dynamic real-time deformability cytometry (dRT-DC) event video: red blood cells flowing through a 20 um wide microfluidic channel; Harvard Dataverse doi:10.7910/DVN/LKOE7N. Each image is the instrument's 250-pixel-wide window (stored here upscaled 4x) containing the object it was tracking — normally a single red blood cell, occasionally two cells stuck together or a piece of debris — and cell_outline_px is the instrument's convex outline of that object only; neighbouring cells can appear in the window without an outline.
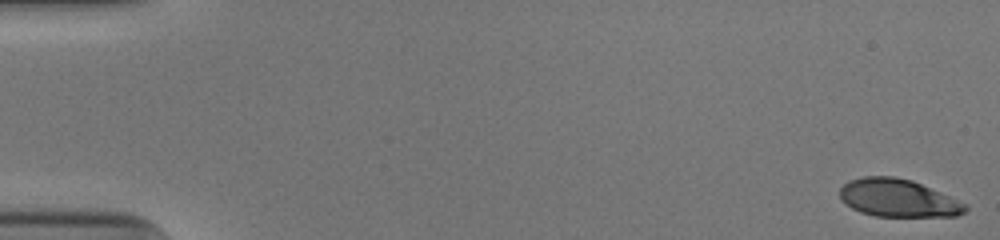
{"species": "human", "species_latin": "Homo sapiens", "temperature_condition": "cold", "stored_images_in_passage": 52, "camera_frame_rate_fps": 3000, "um_per_image_px": 0.085, "donor": {"sex": "male"}, "frame": {"image": 1, "passage_image": 1, "time_ms": 0.0, "image_size_px": [1000, 240], "cell_outline_px": [[968, 208], [964, 212], [956, 216], [876, 216], [860, 212], [852, 208], [840, 200], [840, 188], [848, 180], [864, 176], [896, 176], [912, 180], [948, 196], [964, 204]], "centroid_in_image_um": [76.27, 16.83], "position_along_channel_um": 8.7, "area_um2": 27.4}}
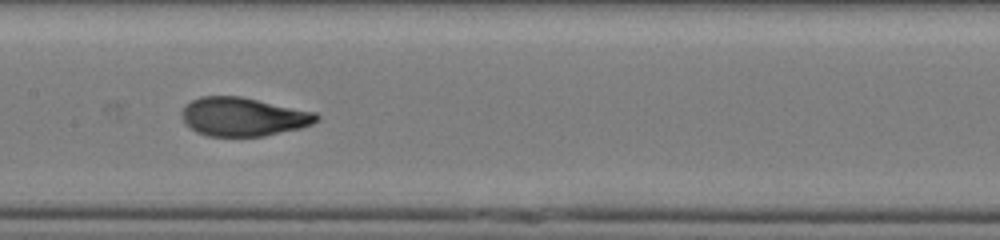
{"frame": {"image": 2, "passage_image": 27, "time_ms": 8.667, "image_size_px": [1000, 240], "cell_outline_px": [[320, 120], [312, 124], [300, 128], [264, 136], [208, 136], [196, 132], [184, 120], [184, 108], [192, 100], [200, 96], [240, 96], [316, 112], [320, 116]], "centroid_in_image_um": [20.74, 9.92], "position_along_channel_um": 186.7, "area_um2": 30.06}}
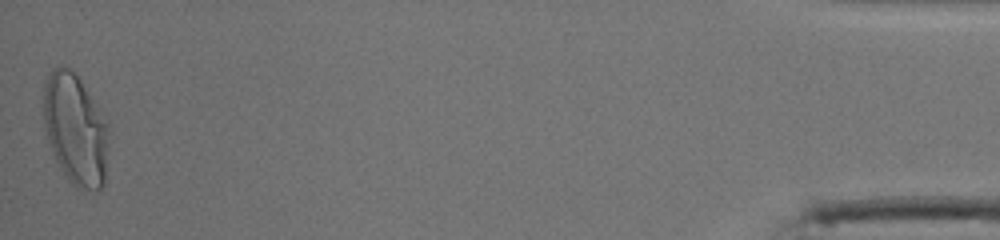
{"frame": {"image": 3, "passage_image": 52, "time_ms": 17.0, "image_size_px": [1000, 240], "cell_outline_px": [[108, 128], [104, 184], [100, 188], [76, 188], [68, 180], [56, 160], [52, 152], [44, 128], [40, 104], [44, 84], [48, 76], [56, 68], [68, 68], [80, 80], [108, 124]], "centroid_in_image_um": [6.35, 10.99], "position_along_channel_um": 428.9, "area_um2": 41.67}, "authors_computed_cell_mechanics": {"area_um2": 30.056, "velocity_mm_per_s": 3.9562, "shape_relaxation_time_tau1_ms": 5.174, "shape_relaxation_time_tau2_ms": null, "deformation_change_tau1": 0.2263, "deformation_change_tau2": null}}